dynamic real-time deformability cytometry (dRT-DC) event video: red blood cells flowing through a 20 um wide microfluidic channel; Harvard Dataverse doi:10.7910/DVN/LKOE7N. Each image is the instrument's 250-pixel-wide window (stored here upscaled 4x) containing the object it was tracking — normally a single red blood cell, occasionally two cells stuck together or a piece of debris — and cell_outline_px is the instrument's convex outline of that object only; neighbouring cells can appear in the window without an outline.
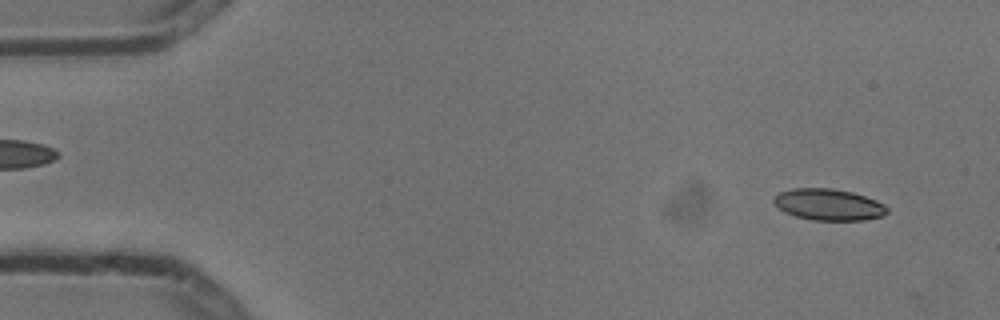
{"species": "common noctule bat (a hibernating species)", "species_latin": "Nyctalus noctula", "temperature_condition": "cold", "stored_images_in_passage": 4, "camera_frame_rate_fps": 3000, "um_per_image_px": 0.085, "animal": {"sex": "male", "body_mass_g": 13.3}, "frame": {"image": 1, "passage_image": 1, "time_ms": 0.0, "image_size_px": [1000, 320], "cell_outline_px": [[888, 212], [884, 216], [864, 220], [812, 220], [796, 216], [784, 212], [772, 200], [780, 192], [792, 188], [832, 188], [852, 192], [876, 200], [884, 204], [888, 208]], "centroid_in_image_um": [70.46, 17.39], "position_along_channel_um": 14.5, "area_um2": 20.75}}
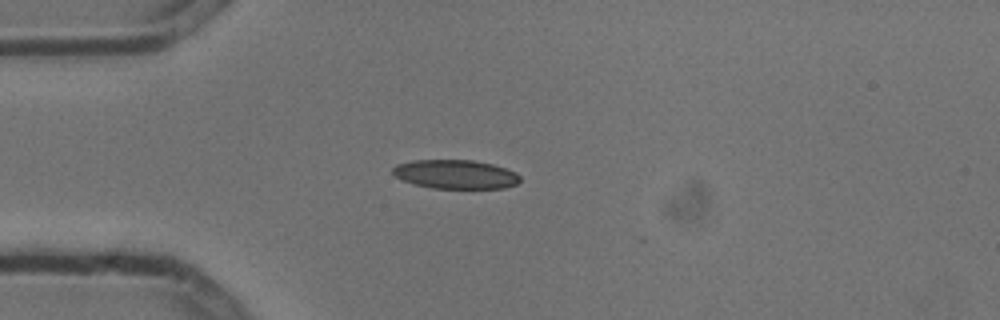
{"frame": {"image": 2, "passage_image": 4, "time_ms": 1.0, "image_size_px": [1000, 320], "cell_outline_px": [[520, 180], [516, 184], [504, 188], [432, 188], [400, 180], [392, 172], [392, 168], [396, 164], [412, 160], [472, 160], [492, 164], [516, 172], [520, 176]], "centroid_in_image_um": [38.7, 14.81], "position_along_channel_um": 46.3, "area_um2": 21.44}}